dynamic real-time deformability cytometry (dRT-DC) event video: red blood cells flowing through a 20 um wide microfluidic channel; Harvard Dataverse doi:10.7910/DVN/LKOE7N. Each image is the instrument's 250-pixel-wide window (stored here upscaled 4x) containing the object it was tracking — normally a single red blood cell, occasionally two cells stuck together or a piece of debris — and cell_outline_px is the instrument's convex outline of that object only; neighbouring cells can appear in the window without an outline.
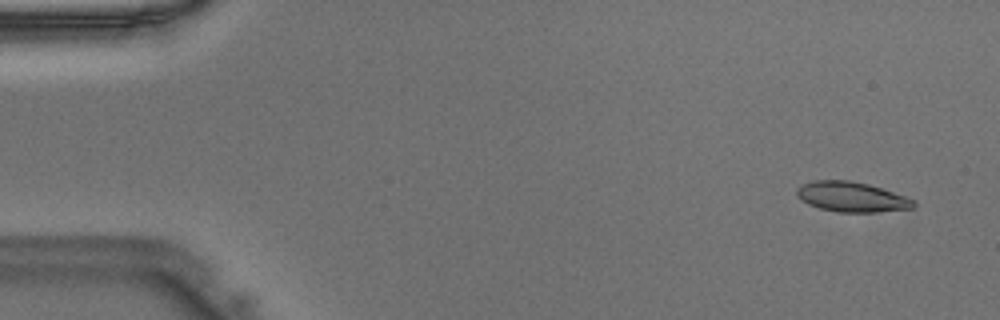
{"species": "Egyptian fruit bat (a non-hibernating species)", "species_latin": "Rousettus aegyptiacus", "temperature_condition": "warm", "stored_images_in_passage": 47, "camera_frame_rate_fps": 3000, "um_per_image_px": 0.085, "animal": {"sex": "male"}, "frame": {"image": 1, "passage_image": 3, "time_ms": 0.667, "image_size_px": [1000, 320], "cell_outline_px": [[916, 204], [912, 208], [876, 212], [836, 212], [820, 208], [808, 204], [796, 196], [796, 188], [812, 180], [848, 180], [868, 184], [916, 200]], "centroid_in_image_um": [72.36, 16.74], "position_along_channel_um": 12.6, "area_um2": 20.35}}
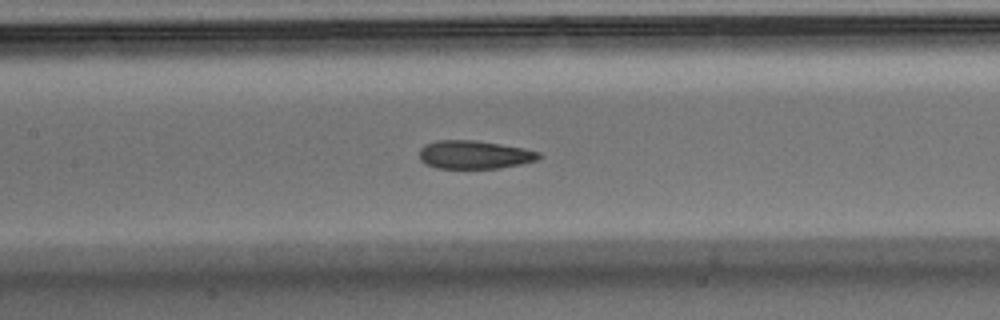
{"frame": {"image": 2, "passage_image": 22, "time_ms": 7.0, "image_size_px": [1000, 320], "cell_outline_px": [[544, 156], [536, 160], [520, 164], [500, 168], [436, 168], [424, 164], [420, 160], [420, 148], [424, 144], [436, 140], [476, 140], [524, 148], [540, 152]], "centroid_in_image_um": [40.31, 13.14], "position_along_channel_um": 167.1, "area_um2": 19.88}}
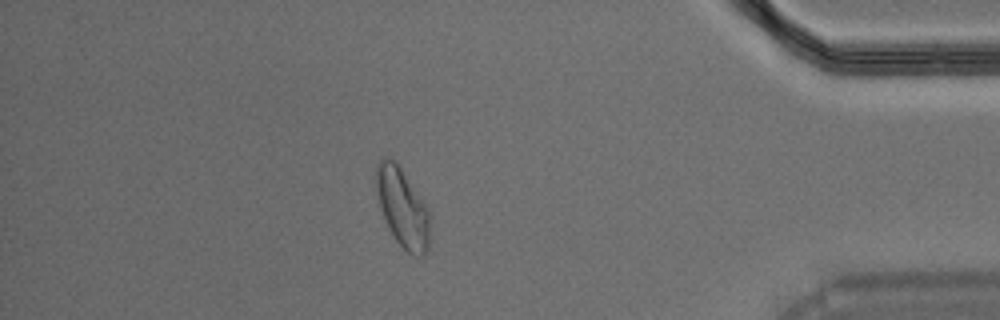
{"frame": {"image": 3, "passage_image": 41, "time_ms": 13.333, "image_size_px": [1000, 320], "cell_outline_px": [[432, 216], [428, 252], [424, 256], [412, 256], [396, 240], [380, 208], [376, 188], [376, 164], [384, 156], [388, 156], [396, 160], [428, 208]], "centroid_in_image_um": [34.26, 17.65], "position_along_channel_um": 400.9, "area_um2": 25.03}}